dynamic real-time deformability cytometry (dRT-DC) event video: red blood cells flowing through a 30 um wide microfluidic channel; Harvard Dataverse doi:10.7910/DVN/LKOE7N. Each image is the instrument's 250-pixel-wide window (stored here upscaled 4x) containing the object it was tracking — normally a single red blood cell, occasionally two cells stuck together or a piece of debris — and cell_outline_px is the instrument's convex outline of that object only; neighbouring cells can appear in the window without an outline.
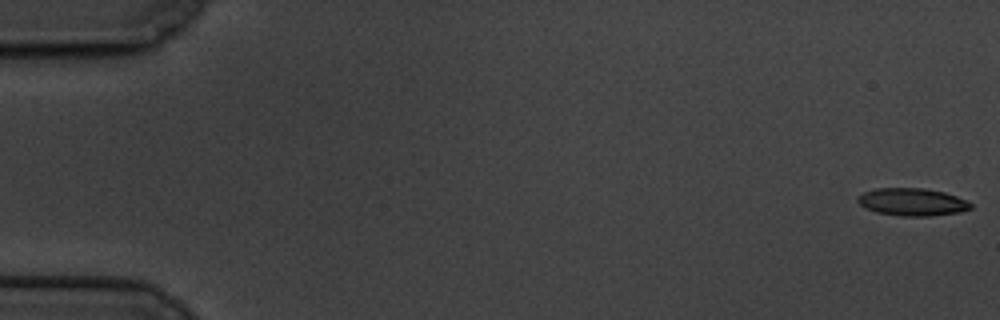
{"species": "common noctule bat (a hibernating species)", "species_latin": "Nyctalus noctula", "temperature_condition": "cold", "stored_images_in_passage": 60, "camera_frame_rate_fps": 3000, "um_per_image_px": 0.085, "animal": {"sex": "male", "body_mass_g": 19.5, "forearm_length_mm": 54.6}, "frame": {"image": 1, "passage_image": 1, "time_ms": 0.0, "image_size_px": [1000, 320], "cell_outline_px": [[972, 208], [960, 212], [932, 216], [900, 216], [876, 212], [864, 208], [856, 200], [856, 196], [864, 192], [876, 188], [924, 188], [944, 192], [968, 200], [972, 204]], "centroid_in_image_um": [77.53, 17.17], "position_along_channel_um": 7.5, "area_um2": 18.38}}
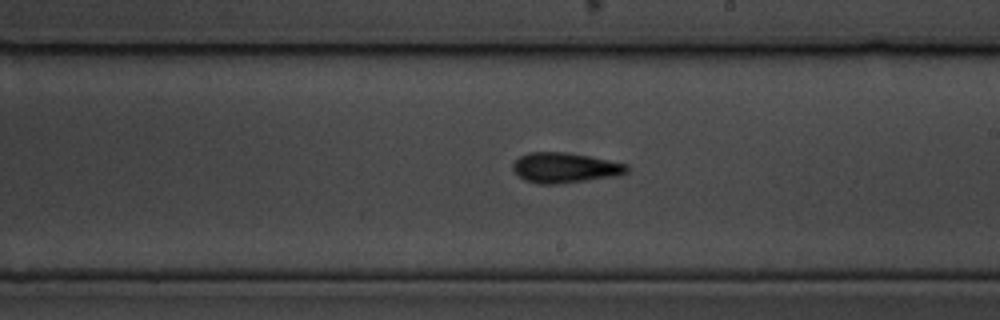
{"frame": {"image": 2, "passage_image": 35, "time_ms": 11.333, "image_size_px": [1000, 320], "cell_outline_px": [[628, 172], [616, 176], [588, 180], [556, 184], [536, 184], [524, 180], [512, 168], [512, 164], [520, 156], [528, 152], [564, 152], [588, 156], [628, 164]], "centroid_in_image_um": [48.01, 14.26], "position_along_channel_um": 241.0, "area_um2": 20.0}}
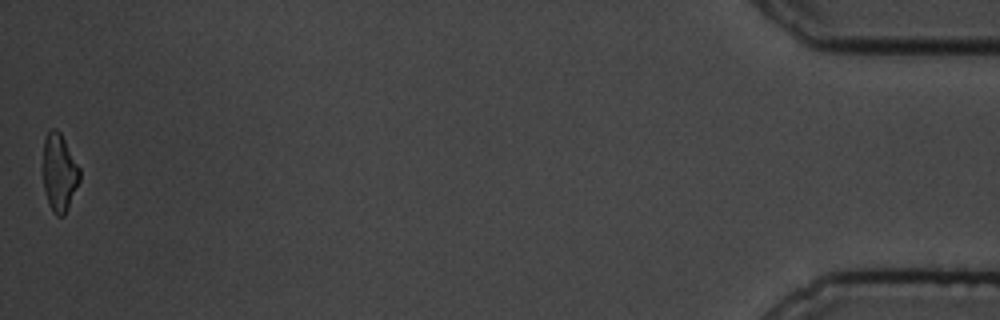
{"frame": {"image": 3, "passage_image": 60, "time_ms": 19.667, "image_size_px": [1000, 320], "cell_outline_px": [[80, 180], [68, 208], [64, 216], [56, 216], [52, 212], [44, 188], [44, 140], [48, 128], [56, 128], [60, 132], [80, 168]], "centroid_in_image_um": [5.05, 14.66], "position_along_channel_um": 430.1, "area_um2": 16.47}, "authors_computed_cell_mechanics": {"area_um2": 18.6694, "velocity_mm_per_s": 3.3716, "shape_relaxation_time_tau1_ms": 4.4889, "shape_relaxation_time_tau2_ms": 3.8934, "deformation_change_tau1": 0.1213, "deformation_change_tau2": 0.1164}}